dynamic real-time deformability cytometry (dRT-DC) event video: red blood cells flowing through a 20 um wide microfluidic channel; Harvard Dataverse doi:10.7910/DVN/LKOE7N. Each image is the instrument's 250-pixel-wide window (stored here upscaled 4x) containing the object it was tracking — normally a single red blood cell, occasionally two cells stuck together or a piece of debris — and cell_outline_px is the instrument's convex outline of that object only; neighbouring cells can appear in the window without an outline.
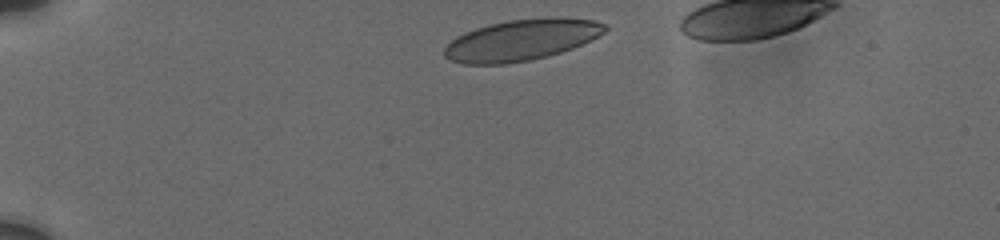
{"species": "human", "species_latin": "Homo sapiens", "temperature_condition": "cold", "stored_images_in_passage": 7, "segment_of_instrument_passage": [1, 2], "camera_frame_rate_fps": 3000, "um_per_image_px": 0.085, "donor": {"sex": "male"}, "frame": {"image": 1, "passage_image": 1, "time_ms": 0.0, "image_size_px": [1000, 240], "cell_outline_px": [[608, 28], [604, 32], [572, 48], [560, 52], [528, 60], [504, 64], [464, 64], [452, 60], [444, 56], [444, 48], [456, 36], [464, 32], [476, 28], [508, 20], [544, 16], [564, 16], [592, 20], [608, 24]], "centroid_in_image_um": [44.33, 3.37], "position_along_channel_um": 40.7, "area_um2": 38.44}}
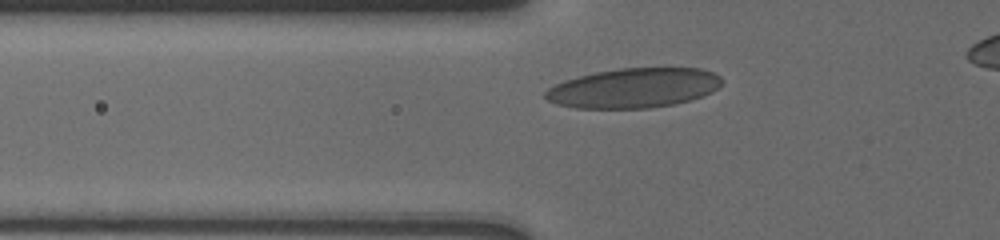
{"frame": {"image": 2, "passage_image": 5, "time_ms": 2.333, "image_size_px": [1000, 240], "cell_outline_px": [[724, 80], [712, 92], [688, 100], [672, 104], [648, 108], [576, 108], [556, 104], [548, 100], [544, 96], [544, 92], [548, 88], [564, 80], [596, 72], [620, 68], [700, 68], [712, 72], [720, 76]], "centroid_in_image_um": [53.85, 7.47], "position_along_channel_um": 72.0, "area_um2": 40.58}}